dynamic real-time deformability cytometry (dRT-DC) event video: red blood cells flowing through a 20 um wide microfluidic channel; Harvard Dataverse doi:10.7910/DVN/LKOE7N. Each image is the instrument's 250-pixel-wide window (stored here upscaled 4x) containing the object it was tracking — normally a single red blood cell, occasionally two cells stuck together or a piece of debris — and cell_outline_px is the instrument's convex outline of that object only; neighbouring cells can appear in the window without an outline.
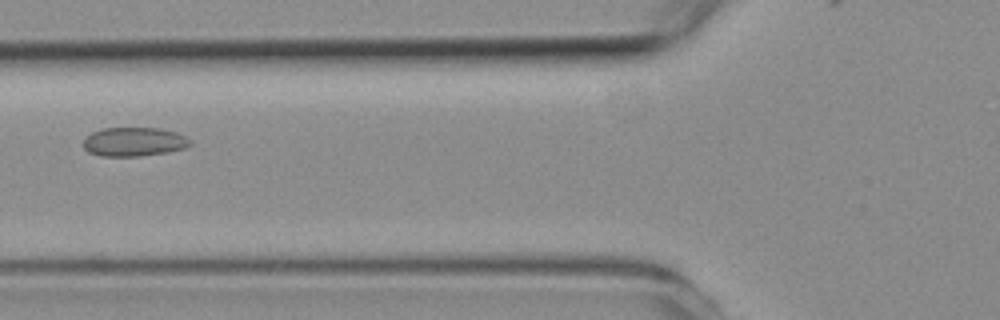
{"species": "common noctule bat (a hibernating species)", "species_latin": "Nyctalus noctula", "temperature_condition": "room temperature", "stored_images_in_passage": 5, "camera_frame_rate_fps": 3000, "um_per_image_px": 0.085, "animal": {"sex": "female", "body_mass_g": 19.3, "forearm_length_mm": 54.1}, "frame": {"image": 1, "passage_image": 5, "time_ms": 6.0, "image_size_px": [1000, 320], "cell_outline_px": [[192, 144], [184, 148], [168, 152], [140, 156], [100, 156], [88, 152], [84, 148], [84, 140], [92, 132], [104, 128], [160, 128], [176, 132], [184, 136]], "centroid_in_image_um": [11.38, 12.06], "position_along_channel_um": 114.4, "area_um2": 17.92}}